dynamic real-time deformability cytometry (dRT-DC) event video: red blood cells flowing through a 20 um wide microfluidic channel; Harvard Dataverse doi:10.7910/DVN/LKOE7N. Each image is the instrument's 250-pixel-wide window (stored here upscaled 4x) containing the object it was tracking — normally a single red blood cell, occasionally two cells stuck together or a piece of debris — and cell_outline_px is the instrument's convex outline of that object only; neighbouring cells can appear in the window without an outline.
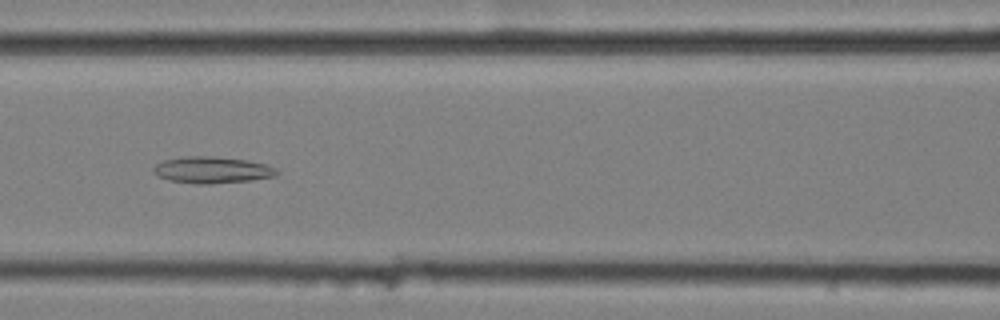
{"species": "common noctule bat (a hibernating species)", "species_latin": "Nyctalus noctula", "temperature_condition": "cold", "stored_images_in_passage": 50, "camera_frame_rate_fps": 3000, "um_per_image_px": 0.085, "animal": {"sex": "female", "body_mass_g": 25.1}, "frame": {"image": 1, "passage_image": 18, "time_ms": 5.667, "image_size_px": [1000, 320], "cell_outline_px": [[280, 172], [276, 176], [252, 180], [208, 184], [196, 184], [168, 180], [152, 172], [152, 168], [156, 164], [164, 160], [184, 156], [212, 156], [244, 160], [264, 164], [276, 168]], "centroid_in_image_um": [18.01, 14.45], "position_along_channel_um": 148.6, "area_um2": 19.07}}
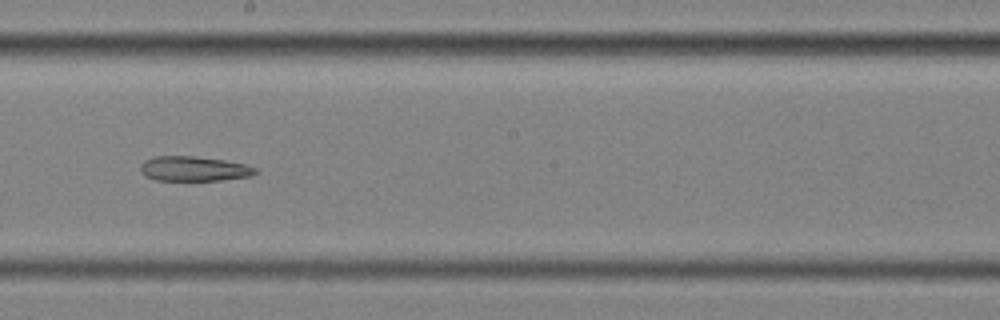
{"frame": {"image": 2, "passage_image": 25, "time_ms": 8.0, "image_size_px": [1000, 320], "cell_outline_px": [[260, 172], [252, 176], [220, 180], [156, 180], [144, 176], [140, 172], [140, 164], [144, 160], [156, 156], [196, 156], [224, 160], [244, 164], [256, 168]], "centroid_in_image_um": [16.47, 14.34], "position_along_channel_um": 231.7, "area_um2": 16.76}}
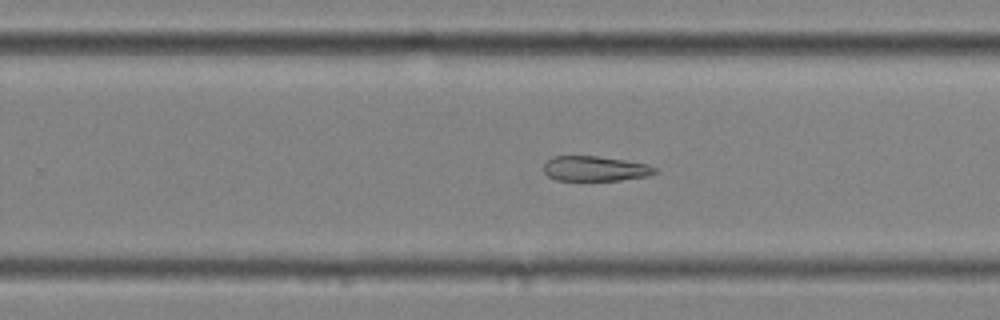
{"frame": {"image": 3, "passage_image": 29, "time_ms": 9.333, "image_size_px": [1000, 320], "cell_outline_px": [[656, 172], [648, 176], [620, 180], [556, 180], [548, 176], [544, 172], [544, 164], [552, 156], [596, 156], [624, 160], [648, 164], [656, 168]], "centroid_in_image_um": [50.57, 14.33], "position_along_channel_um": 279.2, "area_um2": 16.13}}